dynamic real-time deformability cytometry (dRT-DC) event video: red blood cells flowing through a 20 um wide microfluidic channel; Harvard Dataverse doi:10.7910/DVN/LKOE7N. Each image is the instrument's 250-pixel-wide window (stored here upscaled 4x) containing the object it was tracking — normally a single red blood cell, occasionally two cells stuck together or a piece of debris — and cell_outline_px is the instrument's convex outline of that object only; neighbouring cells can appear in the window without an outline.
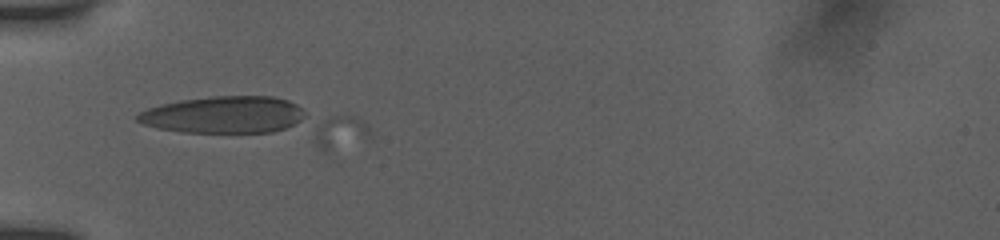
{"species": "human", "species_latin": "Homo sapiens", "temperature_condition": "room temperature", "stored_images_in_passage": 2, "camera_frame_rate_fps": 3000, "um_per_image_px": 0.085, "donor": {"sex": "female"}, "frame": {"image": 1, "passage_image": 1, "time_ms": 0.0, "image_size_px": [1000, 240], "cell_outline_px": [[368, 132], [324, 152], [156, 128], [144, 124], [136, 120], [136, 116], [140, 112], [148, 108], [160, 104], [180, 100], [212, 96], [272, 96], [352, 116], [368, 124]], "centroid_in_image_um": [21.83, 10.3], "position_along_channel_um": 63.2, "area_um2": 60.05}}